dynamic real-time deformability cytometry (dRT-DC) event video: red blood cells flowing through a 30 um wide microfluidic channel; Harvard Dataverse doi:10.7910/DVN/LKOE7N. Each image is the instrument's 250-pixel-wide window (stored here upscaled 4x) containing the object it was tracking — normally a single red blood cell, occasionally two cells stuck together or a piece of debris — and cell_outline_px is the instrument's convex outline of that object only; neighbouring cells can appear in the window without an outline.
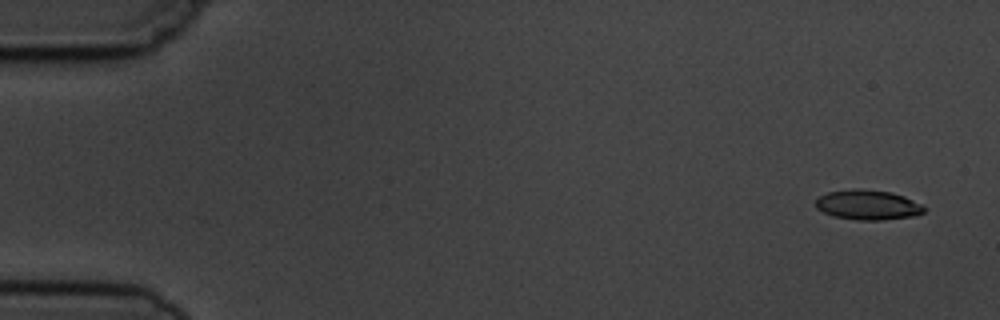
{"species": "common noctule bat (a hibernating species)", "species_latin": "Nyctalus noctula", "temperature_condition": "cold", "stored_images_in_passage": 4, "camera_frame_rate_fps": 3000, "um_per_image_px": 0.085, "animal": {"sex": "male", "body_mass_g": 19.5, "forearm_length_mm": 54.6}, "frame": {"image": 1, "passage_image": 1, "time_ms": 0.0, "image_size_px": [1000, 320], "cell_outline_px": [[928, 208], [924, 212], [912, 216], [880, 220], [856, 220], [832, 216], [816, 208], [816, 200], [820, 196], [828, 192], [852, 188], [860, 188], [892, 192], [904, 196]], "centroid_in_image_um": [73.76, 17.4], "position_along_channel_um": 11.2, "area_um2": 18.96}}
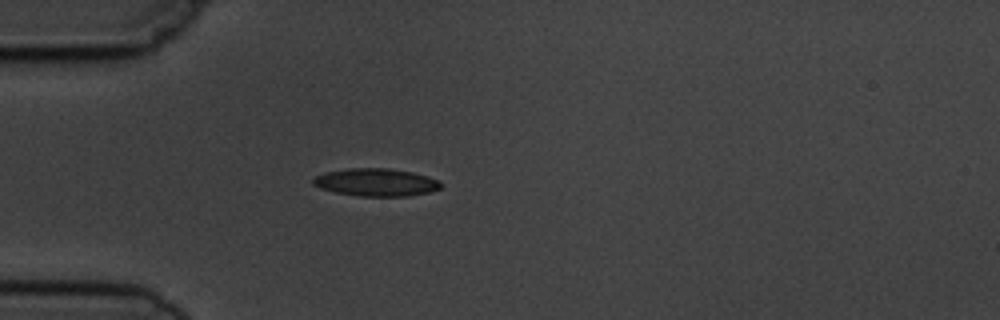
{"frame": {"image": 2, "passage_image": 4, "time_ms": 4.333, "image_size_px": [1000, 320], "cell_outline_px": [[440, 188], [428, 192], [408, 196], [360, 196], [336, 192], [320, 188], [312, 184], [312, 180], [316, 176], [324, 172], [348, 168], [388, 168], [412, 172], [428, 176], [440, 180]], "centroid_in_image_um": [31.95, 15.49], "position_along_channel_um": 53.1, "area_um2": 20.58}}